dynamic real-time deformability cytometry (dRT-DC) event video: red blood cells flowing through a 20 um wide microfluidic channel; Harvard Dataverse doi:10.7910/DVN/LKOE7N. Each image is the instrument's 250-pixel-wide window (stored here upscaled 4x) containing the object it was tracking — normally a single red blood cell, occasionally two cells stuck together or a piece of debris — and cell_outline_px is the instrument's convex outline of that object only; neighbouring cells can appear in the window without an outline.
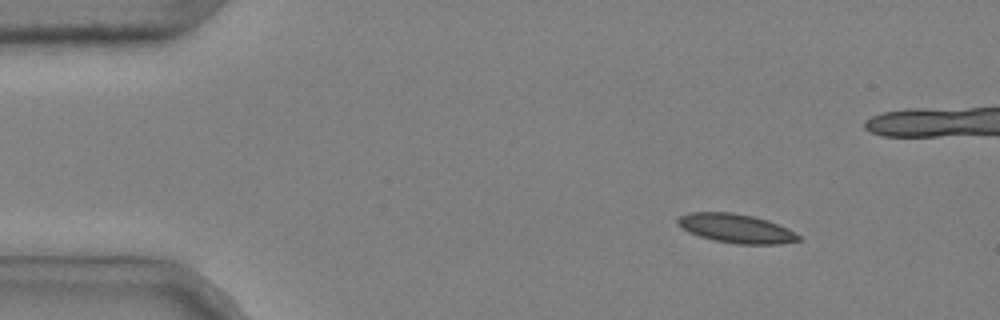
{"species": "common noctule bat (a hibernating species)", "species_latin": "Nyctalus noctula", "temperature_condition": "cold", "stored_images_in_passage": 6, "camera_frame_rate_fps": 3000, "um_per_image_px": 0.085, "animal": {"sex": "male", "body_mass_g": 20.4}, "frame": {"image": 1, "passage_image": 1, "time_ms": 0.0, "image_size_px": [1000, 320], "cell_outline_px": [[804, 240], [780, 244], [736, 244], [716, 240], [700, 236], [688, 232], [676, 224], [676, 220], [680, 216], [688, 212], [732, 212], [752, 216], [768, 220], [788, 228], [800, 236]], "centroid_in_image_um": [62.58, 19.41], "position_along_channel_um": 22.4, "area_um2": 20.52}}